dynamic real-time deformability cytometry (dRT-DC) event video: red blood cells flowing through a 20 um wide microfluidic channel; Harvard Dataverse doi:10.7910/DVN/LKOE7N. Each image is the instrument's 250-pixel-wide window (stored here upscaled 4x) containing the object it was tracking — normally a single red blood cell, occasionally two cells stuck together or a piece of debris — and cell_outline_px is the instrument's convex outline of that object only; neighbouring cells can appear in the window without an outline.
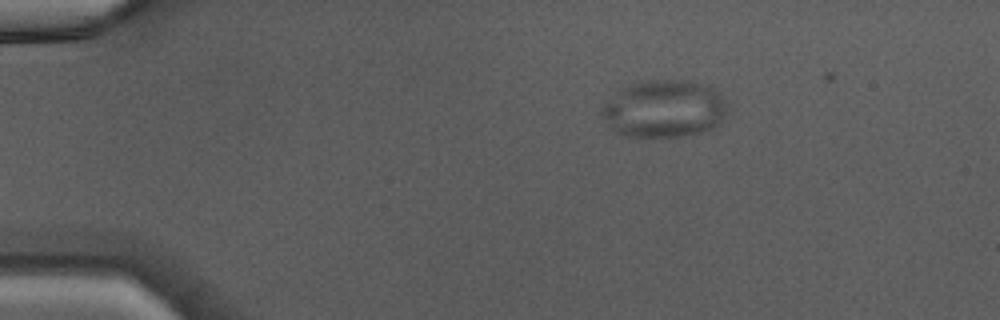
{"species": "Egyptian fruit bat (a non-hibernating species)", "species_latin": "Rousettus aegyptiacus", "temperature_condition": "warm", "stored_images_in_passage": 38, "camera_frame_rate_fps": 3000, "um_per_image_px": 0.085, "animal": {"sex": "male"}, "frame": {"image": 1, "passage_image": 1, "time_ms": 0.0, "image_size_px": [1000, 320], "cell_outline_px": [[728, 112], [716, 128], [700, 132], [680, 136], [624, 136], [616, 132], [600, 116], [600, 112], [604, 104], [620, 88], [628, 84], [640, 80], [688, 80], [708, 84], [716, 88], [720, 92], [728, 104]], "centroid_in_image_um": [56.49, 9.22], "position_along_channel_um": 28.5, "area_um2": 42.77}}